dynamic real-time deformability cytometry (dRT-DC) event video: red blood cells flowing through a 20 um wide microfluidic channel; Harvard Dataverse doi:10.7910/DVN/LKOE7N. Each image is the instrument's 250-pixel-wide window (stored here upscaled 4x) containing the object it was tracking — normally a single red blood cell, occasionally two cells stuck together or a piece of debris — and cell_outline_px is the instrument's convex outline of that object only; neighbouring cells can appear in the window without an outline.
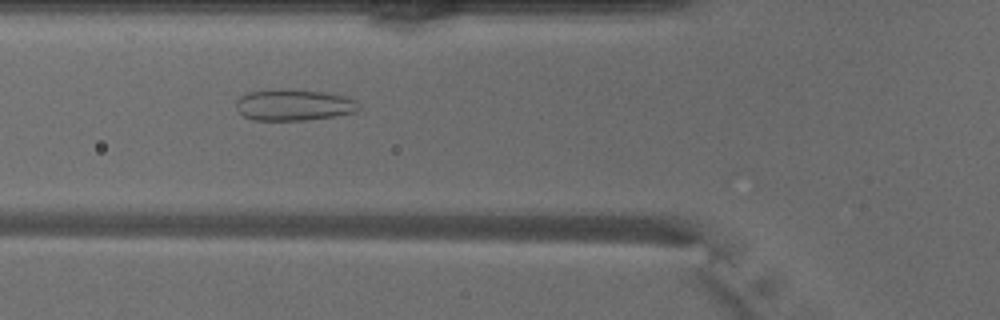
{"species": "common noctule bat (a hibernating species)", "species_latin": "Nyctalus noctula", "temperature_condition": "warm", "stored_images_in_passage": 49, "camera_frame_rate_fps": 3000, "um_per_image_px": 0.085, "animal": {"sex": "male", "body_mass_g": 18.8}, "frame": {"image": 1, "passage_image": 17, "time_ms": 5.333, "image_size_px": [1000, 320], "cell_outline_px": [[360, 108], [356, 112], [336, 116], [304, 120], [252, 120], [244, 116], [236, 108], [236, 100], [240, 96], [248, 92], [280, 88], [324, 92], [348, 96], [356, 100]], "centroid_in_image_um": [24.98, 8.91], "position_along_channel_um": 100.8, "area_um2": 22.66}}
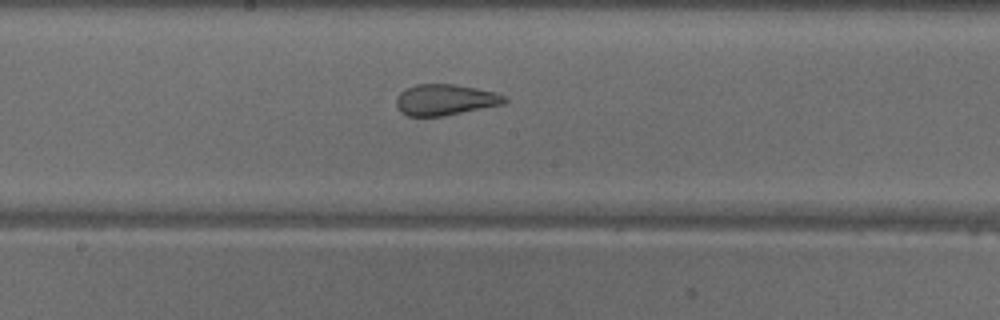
{"frame": {"image": 2, "passage_image": 25, "time_ms": 8.0, "image_size_px": [1000, 320], "cell_outline_px": [[508, 100], [504, 104], [444, 116], [408, 116], [400, 112], [396, 104], [396, 96], [400, 92], [416, 84], [452, 84], [476, 88], [496, 92], [508, 96]], "centroid_in_image_um": [37.86, 8.48], "position_along_channel_um": 210.3, "area_um2": 19.71}}
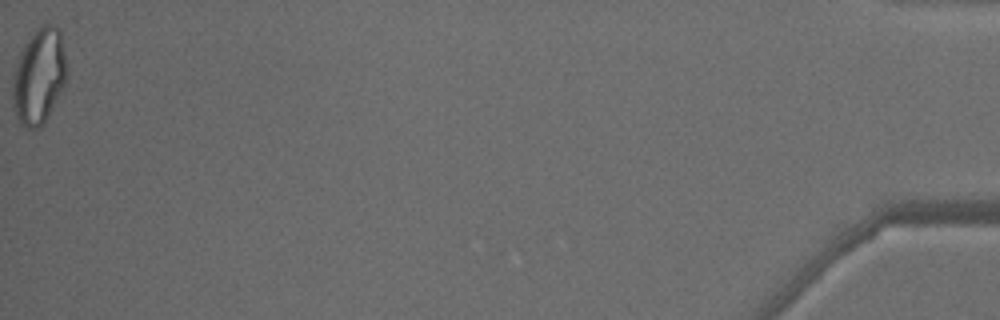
{"frame": {"image": 3, "passage_image": 49, "time_ms": 16.0, "image_size_px": [1000, 320], "cell_outline_px": [[64, 84], [44, 124], [36, 128], [24, 128], [20, 124], [16, 116], [12, 104], [12, 88], [16, 64], [20, 52], [24, 44], [32, 32], [44, 24], [56, 24], [60, 28], [64, 56]], "centroid_in_image_um": [3.27, 6.48], "position_along_channel_um": 431.9, "area_um2": 29.77}, "authors_computed_cell_mechanics": {"area_um2": 24.6806, "velocity_mm_per_s": 4.0841, "shape_relaxation_time_tau1_ms": null, "shape_relaxation_time_tau2_ms": 0.8628, "deformation_change_tau1": null, "deformation_change_tau2": 0.0919}}